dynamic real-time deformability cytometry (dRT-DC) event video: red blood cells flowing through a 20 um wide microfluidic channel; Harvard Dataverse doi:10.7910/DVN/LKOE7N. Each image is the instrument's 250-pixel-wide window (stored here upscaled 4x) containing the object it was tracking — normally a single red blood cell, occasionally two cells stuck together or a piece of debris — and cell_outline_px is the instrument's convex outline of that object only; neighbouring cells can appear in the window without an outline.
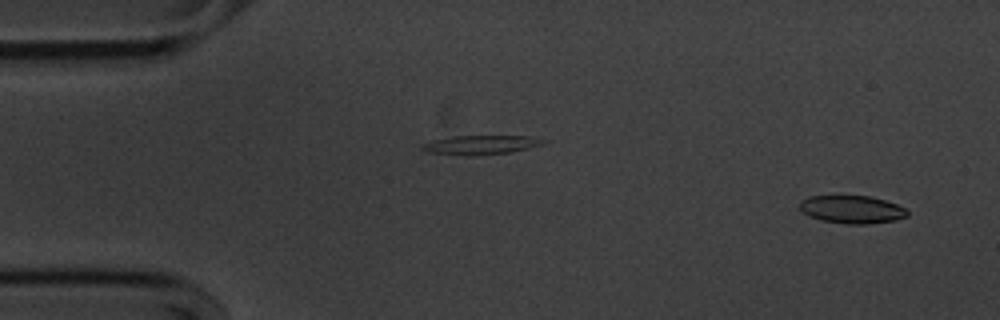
{"species": "common noctule bat (a hibernating species)", "species_latin": "Nyctalus noctula", "temperature_condition": "cold", "stored_images_in_passage": 55, "camera_frame_rate_fps": 3000, "um_per_image_px": 0.085, "animal": {"sex": "male", "body_mass_g": 20.1, "forearm_length_mm": 53.5}, "frame": {"image": 1, "passage_image": 3, "time_ms": 0.667, "image_size_px": [1000, 320], "cell_outline_px": [[908, 216], [896, 220], [868, 224], [848, 224], [820, 220], [808, 216], [800, 208], [800, 200], [812, 196], [868, 196], [884, 200], [896, 204], [904, 208], [908, 212]], "centroid_in_image_um": [72.41, 17.81], "position_along_channel_um": 12.6, "area_um2": 17.4}}
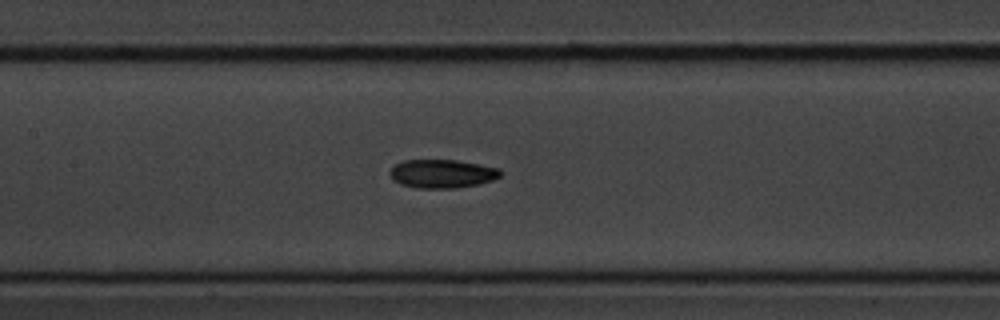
{"frame": {"image": 2, "passage_image": 25, "time_ms": 8.0, "image_size_px": [1000, 320], "cell_outline_px": [[504, 172], [500, 176], [492, 180], [480, 184], [456, 188], [416, 188], [400, 184], [392, 180], [388, 172], [396, 164], [404, 160], [456, 160], [500, 168]], "centroid_in_image_um": [37.58, 14.77], "position_along_channel_um": 169.8, "area_um2": 18.55}}
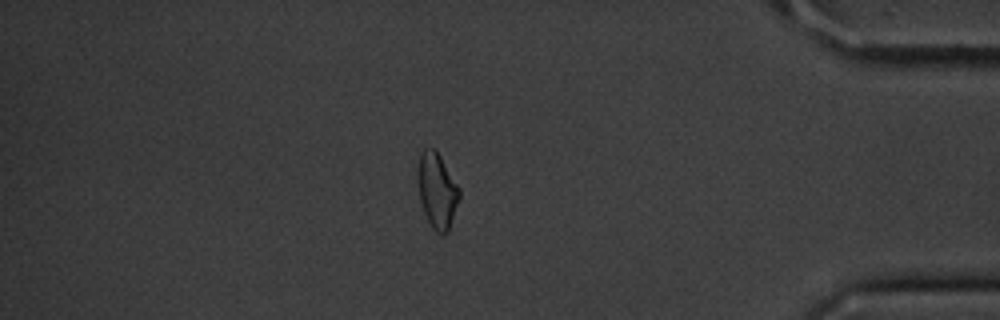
{"frame": {"image": 3, "passage_image": 47, "time_ms": 15.333, "image_size_px": [1000, 320], "cell_outline_px": [[460, 196], [448, 232], [444, 236], [436, 232], [432, 228], [424, 212], [420, 200], [420, 152], [424, 148], [436, 148], [460, 188]], "centroid_in_image_um": [37.2, 16.22], "position_along_channel_um": 398.0, "area_um2": 17.86}, "authors_computed_cell_mechanics": {"area_um2": 18.2648, "velocity_mm_per_s": 3.5986, "shape_relaxation_time_tau1_ms": 5.6603, "shape_relaxation_time_tau2_ms": 7.6947, "deformation_change_tau1": 0.1355, "deformation_change_tau2": 0.1529}}